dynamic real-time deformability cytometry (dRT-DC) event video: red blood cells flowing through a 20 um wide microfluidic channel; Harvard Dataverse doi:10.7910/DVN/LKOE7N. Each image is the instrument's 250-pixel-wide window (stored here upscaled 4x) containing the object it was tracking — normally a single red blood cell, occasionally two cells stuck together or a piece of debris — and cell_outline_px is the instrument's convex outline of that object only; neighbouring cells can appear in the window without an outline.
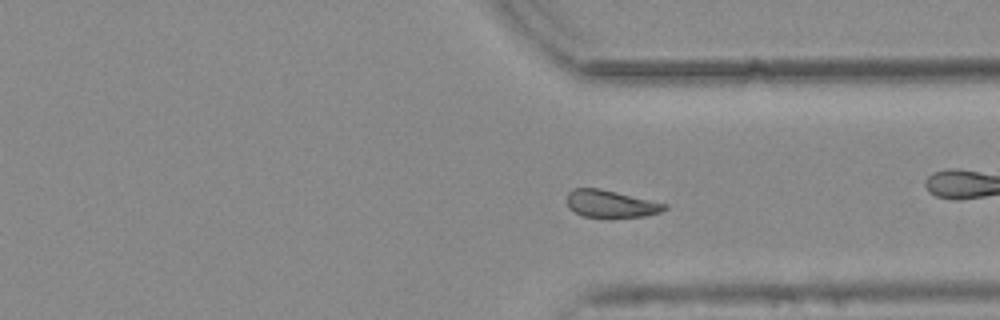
{"species": "common noctule bat (a hibernating species)", "species_latin": "Nyctalus noctula", "temperature_condition": "warm", "stored_images_in_passage": 25, "camera_frame_rate_fps": 3000, "um_per_image_px": 0.085, "animal": {"sex": "female", "body_mass_g": 25.1}, "frame": {"image": 1, "passage_image": 20, "time_ms": 6.333, "image_size_px": [1000, 320], "cell_outline_px": [[668, 208], [660, 212], [644, 216], [584, 216], [568, 208], [568, 192], [572, 188], [600, 188], [668, 204]], "centroid_in_image_um": [51.92, 17.3], "position_along_channel_um": 359.5, "area_um2": 15.2}}